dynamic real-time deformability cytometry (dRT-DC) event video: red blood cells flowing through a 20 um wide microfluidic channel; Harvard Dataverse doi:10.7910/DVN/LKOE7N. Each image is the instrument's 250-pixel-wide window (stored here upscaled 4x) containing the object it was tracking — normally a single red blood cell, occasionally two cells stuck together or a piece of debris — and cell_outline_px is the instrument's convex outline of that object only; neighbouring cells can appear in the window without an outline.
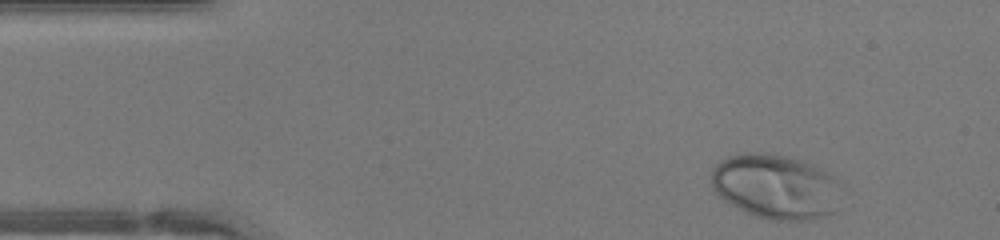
{"species": "human", "species_latin": "Homo sapiens", "temperature_condition": "warm", "stored_images_in_passage": 42, "camera_frame_rate_fps": 3000, "um_per_image_px": 0.085, "donor": {"sex": "female"}, "frame": {"image": 1, "passage_image": 1, "time_ms": 0.0, "image_size_px": [1000, 240], "cell_outline_px": [[836, 180], [832, 212], [828, 216], [808, 220], [768, 220], [756, 216], [724, 200], [712, 188], [712, 168], [720, 160], [728, 156], [744, 152], [764, 152], [788, 156], [804, 160], [828, 172]], "centroid_in_image_um": [65.84, 15.83], "position_along_channel_um": 19.2, "area_um2": 48.44}}
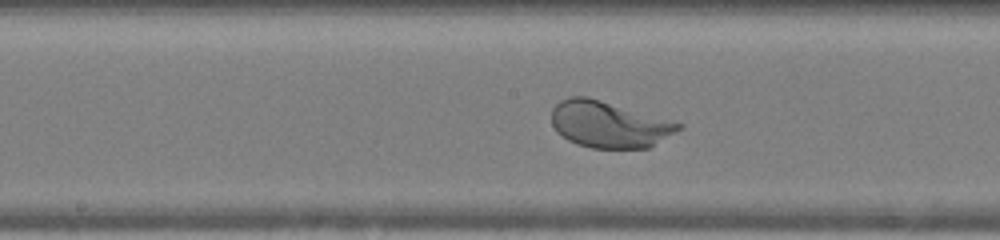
{"frame": {"image": 2, "passage_image": 19, "time_ms": 6.0, "image_size_px": [1000, 240], "cell_outline_px": [[684, 128], [648, 148], [592, 148], [576, 144], [568, 140], [556, 132], [552, 124], [552, 108], [560, 100], [568, 96], [588, 96], [684, 124]], "centroid_in_image_um": [51.75, 10.57], "position_along_channel_um": 196.4, "area_um2": 34.51}}
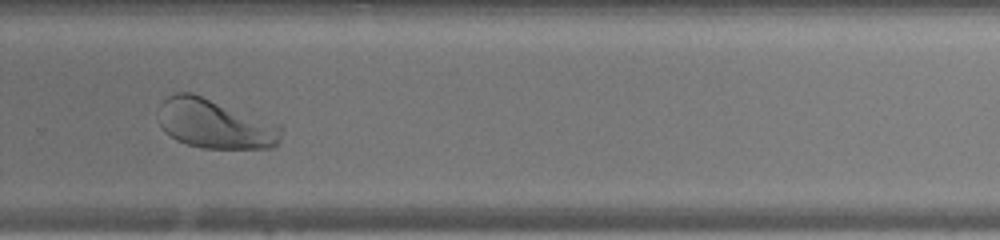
{"frame": {"image": 3, "passage_image": 27, "time_ms": 8.667, "image_size_px": [1000, 240], "cell_outline_px": [[284, 128], [280, 140], [272, 148], [200, 148], [176, 140], [164, 132], [160, 124], [160, 104], [168, 96], [176, 92], [192, 92], [280, 124]], "centroid_in_image_um": [18.3, 10.53], "position_along_channel_um": 311.5, "area_um2": 35.49}, "authors_computed_cell_mechanics": {"area_um2": 38.2636, "velocity_mm_per_s": 4.32, "shape_relaxation_time_tau1_ms": 1.4795, "shape_relaxation_time_tau2_ms": null, "deformation_change_tau1": 0.0814, "deformation_change_tau2": null}}